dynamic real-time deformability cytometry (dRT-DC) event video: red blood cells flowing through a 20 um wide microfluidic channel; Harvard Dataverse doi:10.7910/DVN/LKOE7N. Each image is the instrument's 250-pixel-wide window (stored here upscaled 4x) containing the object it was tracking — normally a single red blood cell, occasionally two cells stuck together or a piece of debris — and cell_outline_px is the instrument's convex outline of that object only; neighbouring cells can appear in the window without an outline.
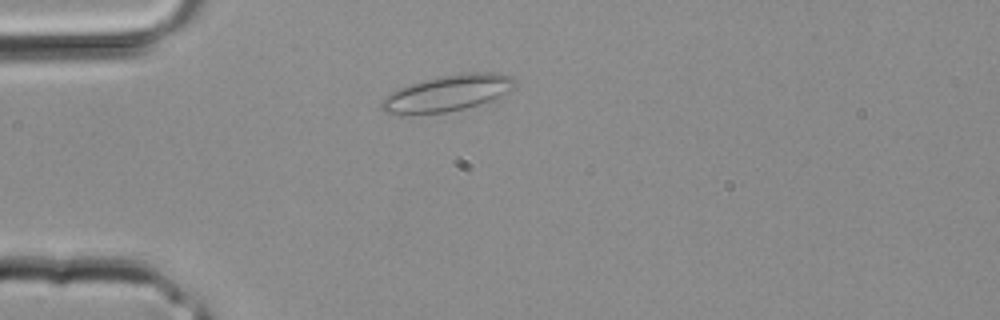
{"species": "common noctule bat (a hibernating species)", "species_latin": "Nyctalus noctula", "temperature_condition": "room temperature", "stored_images_in_passage": 1, "camera_frame_rate_fps": 3000, "um_per_image_px": 0.085, "animal": {"sex": "male", "body_mass_g": 20.4}, "frame": {"image": 1, "passage_image": 1, "time_ms": 0.0, "image_size_px": [1000, 320], "cell_outline_px": [[516, 84], [512, 92], [500, 100], [464, 108], [444, 112], [400, 116], [384, 112], [380, 108], [380, 104], [392, 92], [400, 88], [424, 80], [440, 76], [468, 72], [492, 72], [512, 76], [516, 80]], "centroid_in_image_um": [38.14, 7.94], "position_along_channel_um": 46.9, "area_um2": 28.73}}